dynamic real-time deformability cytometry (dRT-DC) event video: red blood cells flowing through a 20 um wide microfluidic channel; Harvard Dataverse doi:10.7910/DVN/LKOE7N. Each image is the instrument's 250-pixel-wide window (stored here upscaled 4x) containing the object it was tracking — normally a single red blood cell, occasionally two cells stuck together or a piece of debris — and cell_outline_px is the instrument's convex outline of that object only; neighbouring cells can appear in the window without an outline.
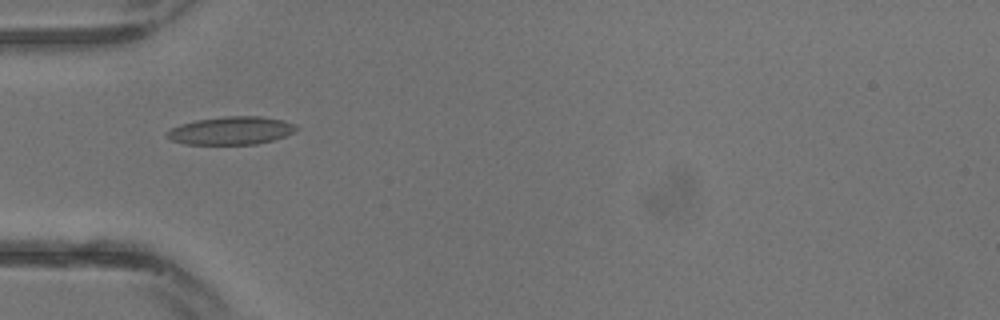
{"species": "common noctule bat (a hibernating species)", "species_latin": "Nyctalus noctula", "temperature_condition": "warm", "stored_images_in_passage": 30, "camera_frame_rate_fps": 3000, "um_per_image_px": 0.085, "animal": {"sex": "male", "body_mass_g": 13.3}, "frame": {"image": 1, "passage_image": 10, "time_ms": 3.0, "image_size_px": [1000, 320], "cell_outline_px": [[300, 128], [284, 136], [272, 140], [256, 144], [184, 144], [172, 140], [164, 136], [164, 132], [180, 124], [196, 120], [224, 116], [260, 116], [284, 120], [296, 124]], "centroid_in_image_um": [19.63, 11.09], "position_along_channel_um": 65.4, "area_um2": 21.21}}
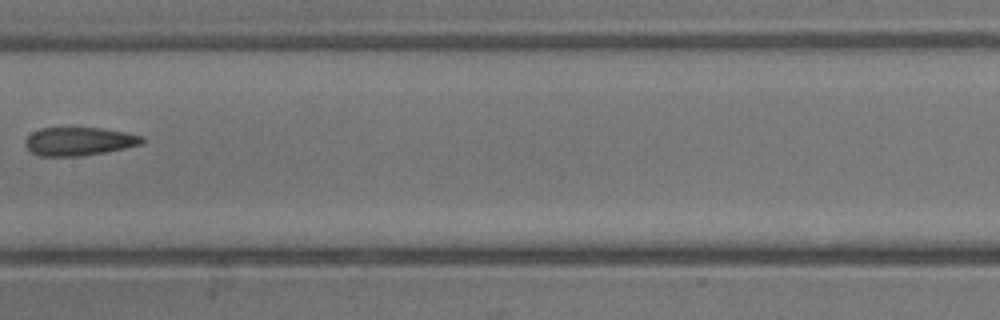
{"frame": {"image": 2, "passage_image": 16, "time_ms": 5.0, "image_size_px": [1000, 320], "cell_outline_px": [[144, 140], [140, 144], [124, 148], [104, 152], [76, 156], [36, 156], [24, 144], [24, 140], [32, 132], [40, 128], [104, 128], [128, 132], [144, 136]], "centroid_in_image_um": [6.7, 12.0], "position_along_channel_um": 200.7, "area_um2": 19.31}}
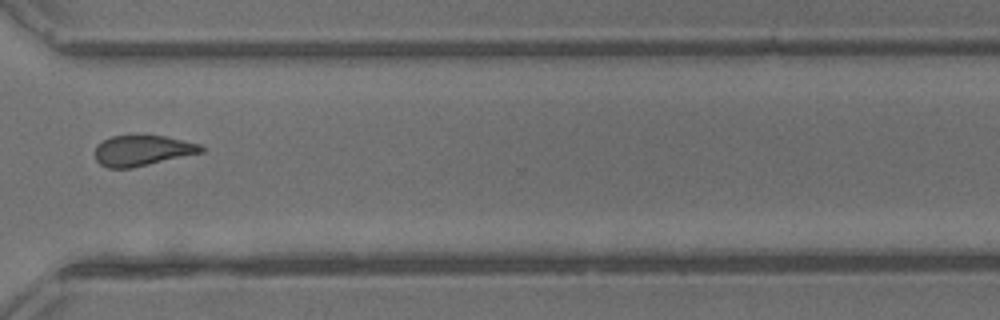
{"frame": {"image": 3, "passage_image": 23, "time_ms": 7.333, "image_size_px": [1000, 320], "cell_outline_px": [[204, 152], [132, 168], [108, 168], [100, 164], [96, 160], [96, 144], [112, 136], [164, 136], [200, 144], [204, 148]], "centroid_in_image_um": [12.1, 12.81], "position_along_channel_um": 358.5, "area_um2": 18.73}}